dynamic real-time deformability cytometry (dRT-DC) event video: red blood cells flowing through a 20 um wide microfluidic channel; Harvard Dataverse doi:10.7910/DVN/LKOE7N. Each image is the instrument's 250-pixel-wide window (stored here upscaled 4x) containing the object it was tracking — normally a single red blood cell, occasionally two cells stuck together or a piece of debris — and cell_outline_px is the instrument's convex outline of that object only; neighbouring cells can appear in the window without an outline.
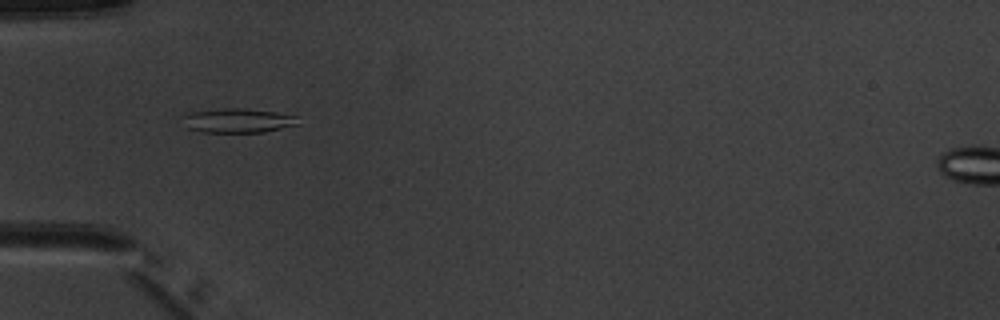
{"species": "common noctule bat (a hibernating species)", "species_latin": "Nyctalus noctula", "temperature_condition": "warm", "stored_images_in_passage": 6, "camera_frame_rate_fps": 3000, "um_per_image_px": 0.085, "animal": {"sex": "male", "body_mass_g": 20.1, "forearm_length_mm": 53.5}, "frame": {"image": 1, "passage_image": 5, "time_ms": 4.667, "image_size_px": [1000, 320], "cell_outline_px": [[300, 124], [264, 132], [200, 132], [188, 128], [180, 116], [188, 112], [220, 108], [244, 108], [272, 112], [296, 116]], "centroid_in_image_um": [20.16, 10.24], "position_along_channel_um": 64.8, "area_um2": 16.42}}